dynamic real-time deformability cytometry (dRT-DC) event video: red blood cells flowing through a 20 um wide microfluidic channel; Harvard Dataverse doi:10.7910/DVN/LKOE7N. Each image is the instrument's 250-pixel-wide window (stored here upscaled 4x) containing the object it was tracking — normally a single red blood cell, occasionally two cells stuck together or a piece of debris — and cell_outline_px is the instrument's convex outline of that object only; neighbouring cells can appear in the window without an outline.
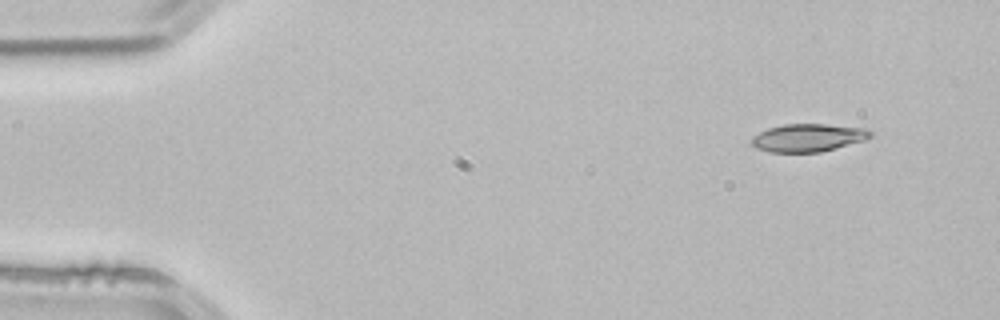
{"species": "common noctule bat (a hibernating species)", "species_latin": "Nyctalus noctula", "temperature_condition": "room temperature", "stored_images_in_passage": 3, "camera_frame_rate_fps": 3000, "um_per_image_px": 0.085, "animal": {"sex": "male", "body_mass_g": 21.5, "forearm_length_mm": 52.0}, "frame": {"image": 1, "passage_image": 1, "time_ms": 0.0, "image_size_px": [1000, 320], "cell_outline_px": [[872, 136], [868, 140], [820, 152], [768, 152], [756, 148], [752, 144], [752, 136], [768, 128], [784, 124], [824, 124], [868, 128], [872, 132]], "centroid_in_image_um": [68.73, 11.7], "position_along_channel_um": 16.3, "area_um2": 19.48}}
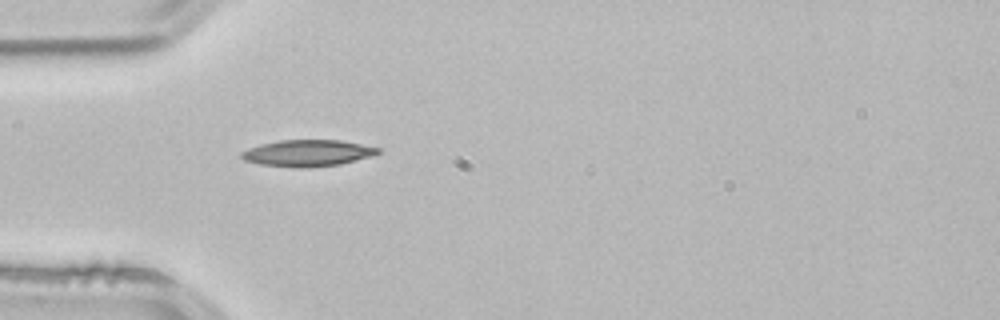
{"frame": {"image": 2, "passage_image": 3, "time_ms": 0.667, "image_size_px": [1000, 320], "cell_outline_px": [[380, 152], [372, 156], [340, 164], [300, 168], [292, 168], [260, 164], [244, 160], [240, 156], [240, 152], [248, 148], [260, 144], [280, 140], [340, 140], [380, 148]], "centroid_in_image_um": [26.11, 13.01], "position_along_channel_um": 58.9, "area_um2": 21.1}}